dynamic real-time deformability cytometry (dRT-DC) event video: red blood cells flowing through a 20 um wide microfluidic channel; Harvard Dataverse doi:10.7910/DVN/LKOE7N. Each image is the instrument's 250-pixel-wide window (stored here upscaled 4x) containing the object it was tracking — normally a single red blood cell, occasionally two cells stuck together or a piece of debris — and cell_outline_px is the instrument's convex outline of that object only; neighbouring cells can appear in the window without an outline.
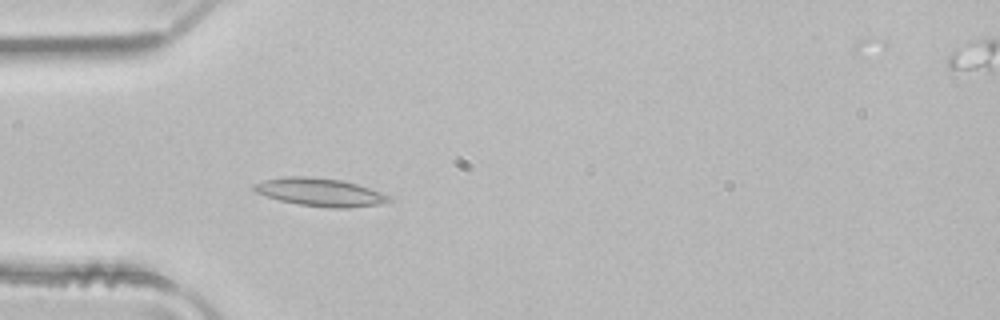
{"species": "common noctule bat (a hibernating species)", "species_latin": "Nyctalus noctula", "temperature_condition": "room temperature", "stored_images_in_passage": 5, "camera_frame_rate_fps": 3000, "um_per_image_px": 0.085, "animal": {"sex": "male", "body_mass_g": 21.5, "forearm_length_mm": 52.0}, "frame": {"image": 1, "passage_image": 4, "time_ms": 1.0, "image_size_px": [1000, 320], "cell_outline_px": [[392, 200], [384, 204], [348, 208], [328, 208], [300, 204], [280, 200], [256, 192], [252, 188], [256, 184], [264, 180], [288, 176], [308, 176], [340, 180], [356, 184], [380, 192], [388, 196]], "centroid_in_image_um": [27.24, 16.34], "position_along_channel_um": 57.8, "area_um2": 21.73}}